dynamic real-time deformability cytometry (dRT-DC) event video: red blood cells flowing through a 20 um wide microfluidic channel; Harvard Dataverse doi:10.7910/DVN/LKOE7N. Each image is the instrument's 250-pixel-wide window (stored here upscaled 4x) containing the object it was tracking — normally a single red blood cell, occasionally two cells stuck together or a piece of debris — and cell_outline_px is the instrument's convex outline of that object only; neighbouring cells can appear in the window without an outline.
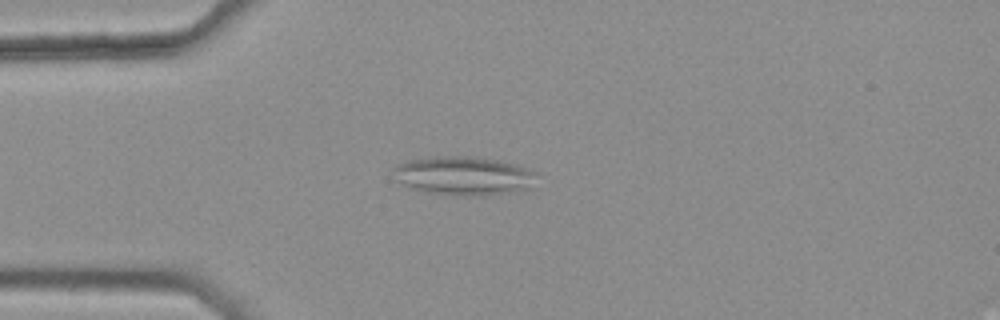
{"species": "common noctule bat (a hibernating species)", "species_latin": "Nyctalus noctula", "temperature_condition": "warm", "stored_images_in_passage": 35, "camera_frame_rate_fps": 3000, "um_per_image_px": 0.085, "animal": {"sex": "female", "body_mass_g": 25.1}, "frame": {"image": 1, "passage_image": 3, "time_ms": 0.667, "image_size_px": [1000, 320], "cell_outline_px": [[536, 172], [528, 188], [508, 192], [480, 196], [472, 196], [428, 192], [408, 188], [396, 180], [392, 168], [400, 164], [412, 160], [436, 156], [464, 156], [500, 160], [516, 164]], "centroid_in_image_um": [39.36, 14.93], "position_along_channel_um": 45.6, "area_um2": 31.85}}
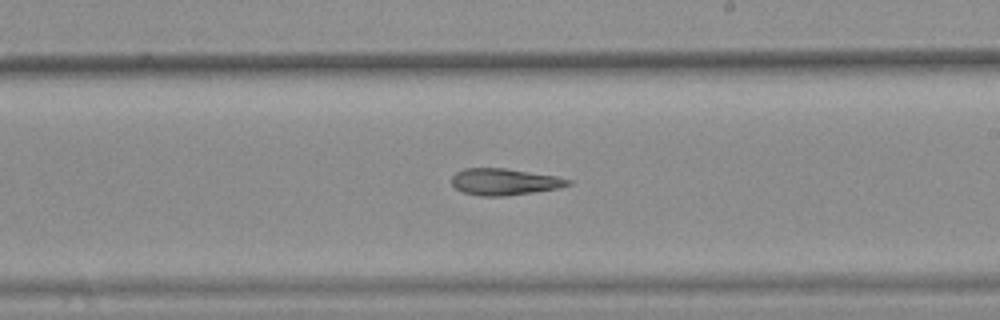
{"frame": {"image": 2, "passage_image": 20, "time_ms": 6.333, "image_size_px": [1000, 320], "cell_outline_px": [[572, 184], [556, 188], [532, 192], [504, 196], [480, 196], [464, 192], [456, 188], [452, 184], [452, 176], [456, 172], [464, 168], [504, 168], [556, 176], [572, 180]], "centroid_in_image_um": [42.86, 15.44], "position_along_channel_um": 246.1, "area_um2": 17.86}}
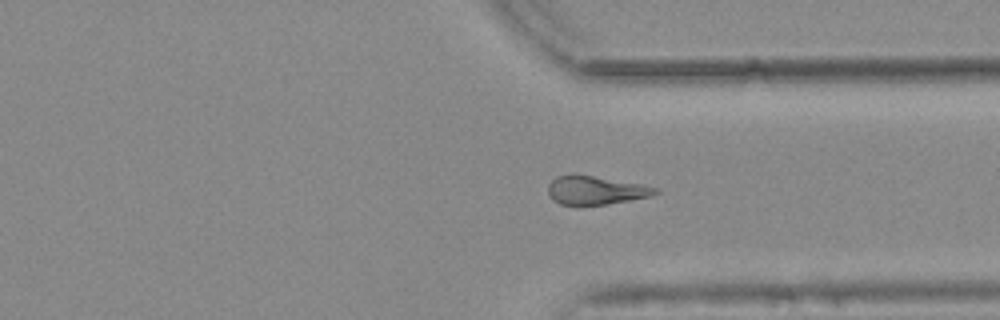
{"frame": {"image": 3, "passage_image": 29, "time_ms": 9.333, "image_size_px": [1000, 320], "cell_outline_px": [[660, 192], [652, 196], [608, 204], [560, 204], [552, 200], [548, 192], [548, 184], [556, 176], [572, 172], [640, 184], [660, 188]], "centroid_in_image_um": [50.62, 16.14], "position_along_channel_um": 360.8, "area_um2": 18.03}, "authors_computed_cell_mechanics": {"area_um2": 18.6694, "velocity_mm_per_s": 3.8109, "shape_relaxation_time_tau1_ms": null, "shape_relaxation_time_tau2_ms": 5.996, "deformation_change_tau1": null, "deformation_change_tau2": 0.1822}}